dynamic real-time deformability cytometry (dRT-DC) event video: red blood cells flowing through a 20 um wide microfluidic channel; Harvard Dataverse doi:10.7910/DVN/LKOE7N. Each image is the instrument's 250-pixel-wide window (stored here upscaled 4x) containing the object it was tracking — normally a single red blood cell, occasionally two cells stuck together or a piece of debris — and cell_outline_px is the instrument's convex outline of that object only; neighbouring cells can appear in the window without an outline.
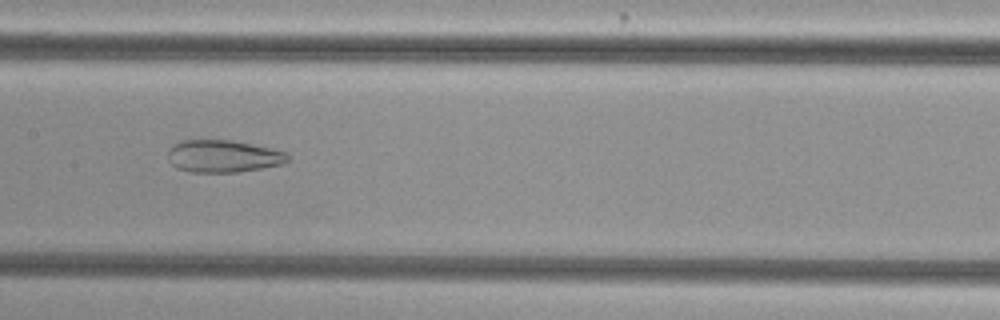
{"species": "common noctule bat (a hibernating species)", "species_latin": "Nyctalus noctula", "temperature_condition": "cold", "stored_images_in_passage": 51, "camera_frame_rate_fps": 3000, "um_per_image_px": 0.085, "animal": {"sex": "female", "body_mass_g": 29.2, "forearm_length_mm": 56.3}, "frame": {"image": 1, "passage_image": 24, "time_ms": 7.667, "image_size_px": [1000, 320], "cell_outline_px": [[288, 160], [284, 164], [236, 172], [192, 172], [176, 168], [168, 160], [168, 152], [172, 144], [180, 140], [232, 140], [252, 144], [288, 152]], "centroid_in_image_um": [18.95, 13.27], "position_along_channel_um": 188.4, "area_um2": 22.66}}
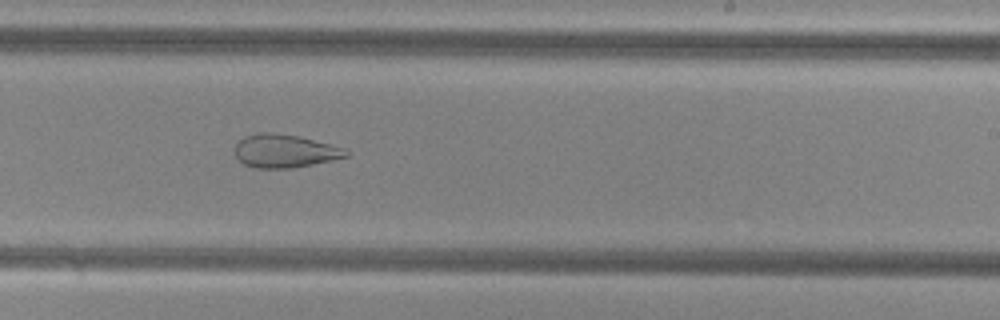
{"frame": {"image": 2, "passage_image": 30, "time_ms": 9.667, "image_size_px": [1000, 320], "cell_outline_px": [[348, 156], [332, 160], [292, 168], [256, 168], [244, 164], [236, 156], [236, 144], [244, 136], [260, 132], [272, 132], [300, 136], [348, 148]], "centroid_in_image_um": [24.24, 12.82], "position_along_channel_um": 264.8, "area_um2": 21.62}}
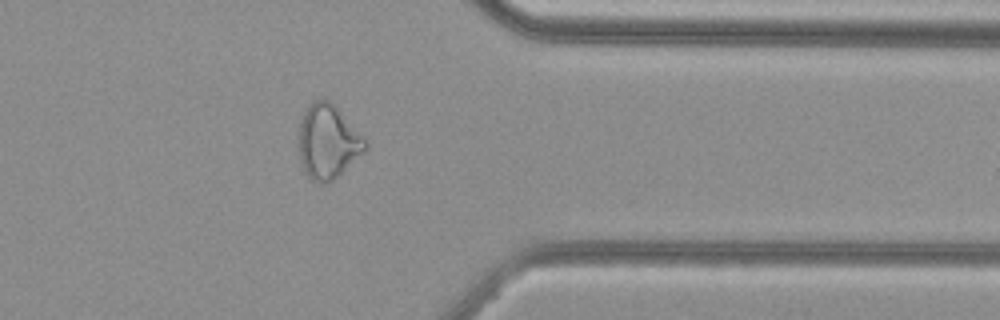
{"frame": {"image": 3, "passage_image": 40, "time_ms": 13.0, "image_size_px": [1000, 320], "cell_outline_px": [[368, 148], [364, 152], [332, 180], [324, 184], [316, 184], [304, 172], [300, 160], [300, 120], [308, 104], [312, 100], [320, 96], [328, 100], [340, 112], [368, 144]], "centroid_in_image_um": [27.83, 12.04], "position_along_channel_um": 383.6, "area_um2": 28.26}}